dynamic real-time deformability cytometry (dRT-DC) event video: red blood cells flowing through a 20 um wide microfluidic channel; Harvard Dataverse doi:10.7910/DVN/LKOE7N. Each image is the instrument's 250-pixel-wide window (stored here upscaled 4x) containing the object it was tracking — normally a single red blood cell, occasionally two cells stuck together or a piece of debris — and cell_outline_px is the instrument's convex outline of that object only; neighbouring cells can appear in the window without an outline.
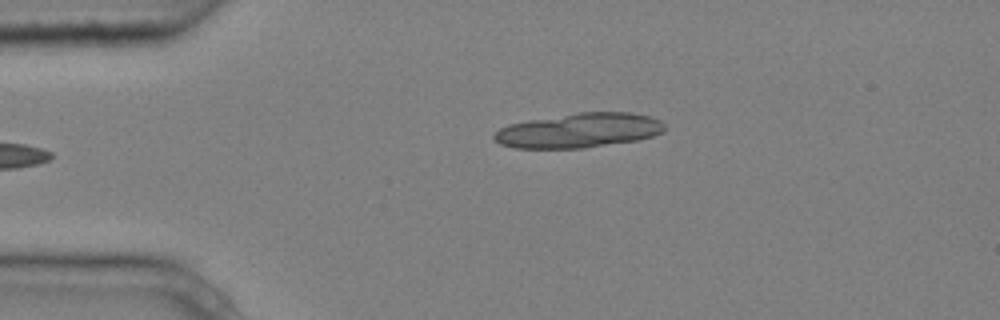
{"species": "common noctule bat (a hibernating species)", "species_latin": "Nyctalus noctula", "temperature_condition": "cold", "stored_images_in_passage": 5, "camera_frame_rate_fps": 3000, "um_per_image_px": 0.085, "animal": {"sex": "male", "body_mass_g": 20.4}, "frame": {"image": 1, "passage_image": 5, "time_ms": 1.333, "image_size_px": [1000, 320], "cell_outline_px": [[664, 132], [652, 136], [636, 140], [584, 148], [516, 148], [500, 144], [492, 136], [500, 128], [508, 124], [528, 120], [580, 112], [628, 112], [652, 116], [660, 120], [664, 124]], "centroid_in_image_um": [49.22, 11.08], "position_along_channel_um": 35.8, "area_um2": 34.28}}